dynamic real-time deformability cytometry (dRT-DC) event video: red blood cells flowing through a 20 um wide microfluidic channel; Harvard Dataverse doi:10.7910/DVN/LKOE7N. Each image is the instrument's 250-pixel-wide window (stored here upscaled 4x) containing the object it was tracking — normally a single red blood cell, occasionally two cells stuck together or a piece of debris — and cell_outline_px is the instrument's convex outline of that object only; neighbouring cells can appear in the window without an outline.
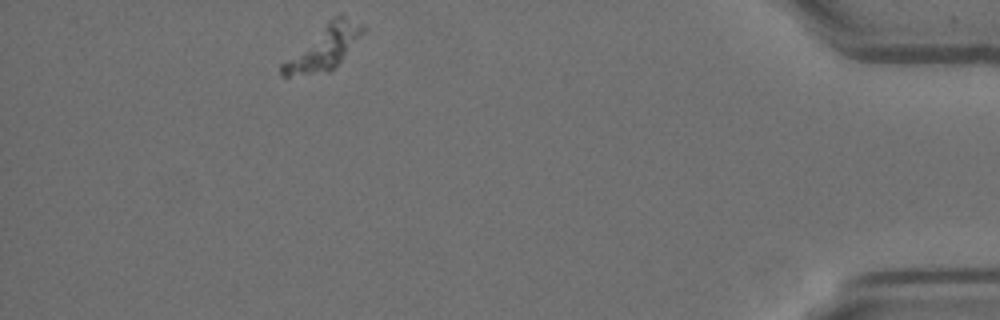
{"species": "Egyptian fruit bat (a non-hibernating species)", "species_latin": "Rousettus aegyptiacus", "temperature_condition": "room temperature", "stored_images_in_passage": 16, "camera_frame_rate_fps": 3000, "um_per_image_px": 0.085, "animal": {"sex": "female"}, "frame": {"image": 1, "passage_image": 16, "time_ms": 5.0, "image_size_px": [1000, 320], "cell_outline_px": [[364, 28], [340, 60], [328, 72], [288, 76], [280, 76], [280, 64], [332, 16], [340, 12], [364, 24]], "centroid_in_image_um": [27.47, 4.01], "position_along_channel_um": 407.7, "area_um2": 20.17}}